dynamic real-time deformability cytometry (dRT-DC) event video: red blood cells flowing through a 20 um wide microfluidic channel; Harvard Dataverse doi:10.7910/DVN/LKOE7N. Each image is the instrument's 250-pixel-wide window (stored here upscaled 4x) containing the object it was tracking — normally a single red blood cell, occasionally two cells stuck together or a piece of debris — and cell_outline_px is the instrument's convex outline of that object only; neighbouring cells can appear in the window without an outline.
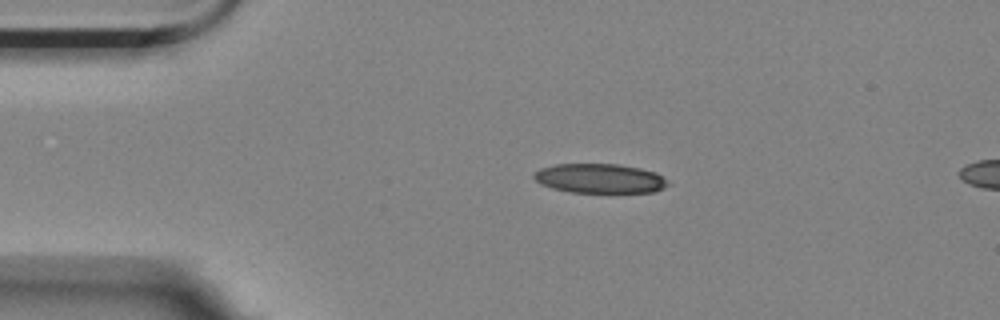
{"species": "Egyptian fruit bat (a non-hibernating species)", "species_latin": "Rousettus aegyptiacus", "temperature_condition": "room temperature", "stored_images_in_passage": 2, "camera_frame_rate_fps": 3000, "um_per_image_px": 0.085, "animal": {"sex": "female"}, "frame": {"image": 1, "passage_image": 1, "time_ms": 0.0, "image_size_px": [1000, 320], "cell_outline_px": [[672, 184], [664, 188], [652, 192], [608, 196], [572, 192], [552, 188], [540, 184], [532, 176], [540, 168], [556, 164], [616, 164], [640, 168], [656, 172]], "centroid_in_image_um": [51.04, 15.23], "position_along_channel_um": 34.0, "area_um2": 24.1}}